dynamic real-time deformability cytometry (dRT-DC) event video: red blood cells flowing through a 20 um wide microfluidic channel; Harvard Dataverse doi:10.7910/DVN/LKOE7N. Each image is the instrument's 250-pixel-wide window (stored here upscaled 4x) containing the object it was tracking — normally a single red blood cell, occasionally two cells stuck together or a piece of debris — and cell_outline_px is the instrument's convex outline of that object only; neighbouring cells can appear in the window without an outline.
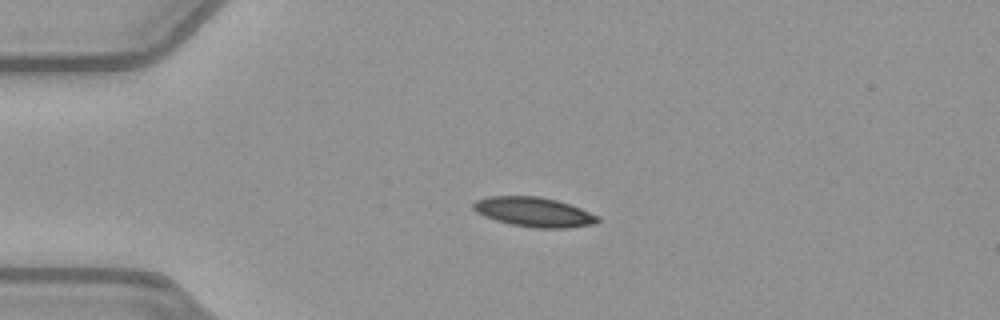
{"species": "common noctule bat (a hibernating species)", "species_latin": "Nyctalus noctula", "temperature_condition": "warm", "stored_images_in_passage": 40, "camera_frame_rate_fps": 3000, "um_per_image_px": 0.085, "animal": {"sex": "female", "body_mass_g": 21.9}, "frame": {"image": 1, "passage_image": 1, "time_ms": 0.0, "image_size_px": [1000, 320], "cell_outline_px": [[600, 220], [596, 224], [568, 228], [532, 228], [512, 224], [496, 220], [484, 216], [476, 212], [472, 208], [472, 204], [476, 200], [488, 196], [540, 196], [556, 200], [580, 208], [600, 216]], "centroid_in_image_um": [45.39, 18.02], "position_along_channel_um": 39.6, "area_um2": 21.56}}
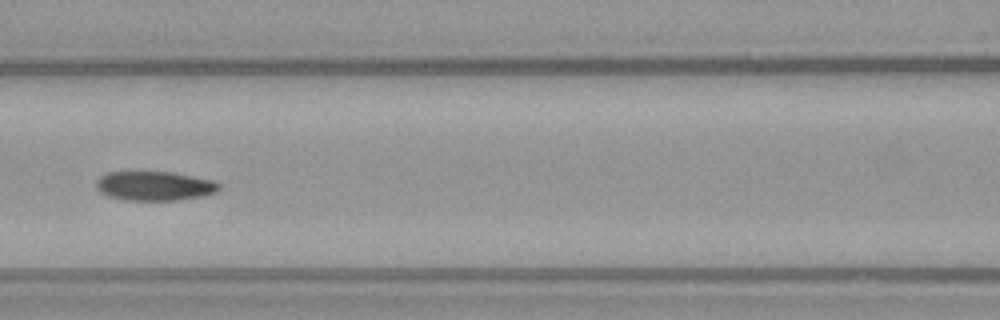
{"frame": {"image": 2, "passage_image": 12, "time_ms": 3.667, "image_size_px": [1000, 320], "cell_outline_px": [[220, 188], [216, 192], [204, 196], [176, 200], [128, 200], [108, 196], [100, 192], [96, 188], [96, 180], [100, 176], [108, 172], [172, 172], [212, 180], [220, 184]], "centroid_in_image_um": [13.13, 15.8], "position_along_channel_um": 153.5, "area_um2": 20.92}}
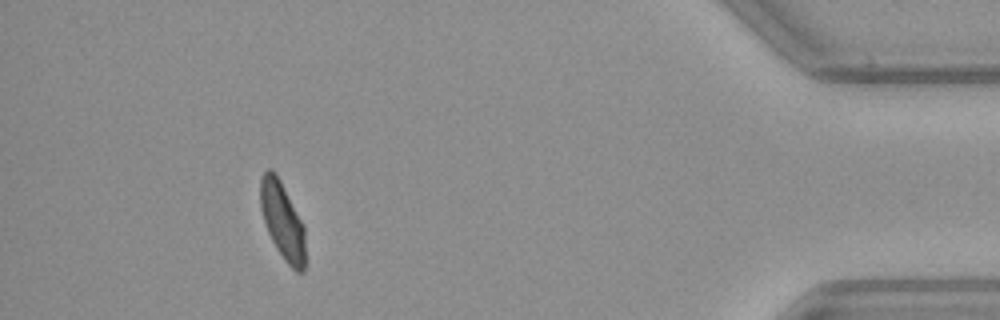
{"frame": {"image": 3, "passage_image": 36, "time_ms": 11.667, "image_size_px": [1000, 320], "cell_outline_px": [[304, 272], [296, 272], [284, 260], [276, 248], [268, 232], [260, 208], [260, 180], [264, 172], [268, 168], [272, 168], [276, 172], [304, 224]], "centroid_in_image_um": [24.0, 18.73], "position_along_channel_um": 411.2, "area_um2": 20.23}, "authors_computed_cell_mechanics": {"area_um2": 21.6172, "velocity_mm_per_s": 3.9726, "shape_relaxation_time_tau1_ms": 10.1796, "shape_relaxation_time_tau2_ms": null, "deformation_change_tau1": 0.236, "deformation_change_tau2": null}}